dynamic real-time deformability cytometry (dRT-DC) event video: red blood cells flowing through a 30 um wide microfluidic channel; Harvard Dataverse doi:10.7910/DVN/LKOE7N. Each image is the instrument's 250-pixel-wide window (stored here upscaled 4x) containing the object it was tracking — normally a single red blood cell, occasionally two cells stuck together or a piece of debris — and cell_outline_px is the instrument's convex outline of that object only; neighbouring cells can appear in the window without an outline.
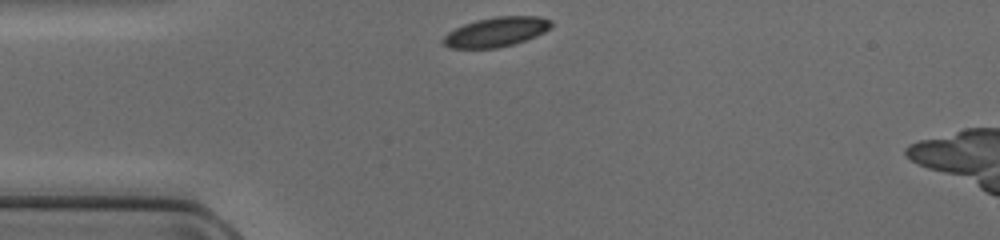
{"species": "common noctule bat (a hibernating species)", "species_latin": "Nyctalus noctula", "temperature_condition": "cold", "stored_images_in_passage": 29, "camera_frame_rate_fps": 3000, "um_per_image_px": 0.085, "animal": {"sex": "female", "body_mass_g": 17.0, "forearm_length_mm": 48.0}, "frame": {"image": 1, "passage_image": 1, "time_ms": 0.0, "image_size_px": [1000, 240], "cell_outline_px": [[552, 24], [544, 32], [536, 36], [512, 44], [496, 48], [452, 48], [444, 44], [444, 36], [448, 32], [464, 24], [476, 20], [500, 16], [540, 16], [552, 20]], "centroid_in_image_um": [42.19, 2.7], "position_along_channel_um": 42.8, "area_um2": 18.32}}
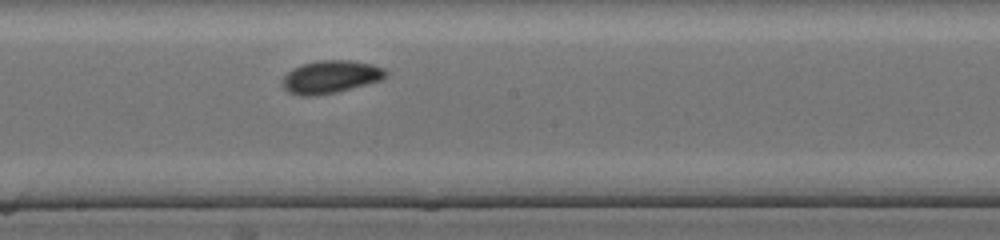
{"frame": {"image": 2, "passage_image": 15, "time_ms": 4.667, "image_size_px": [1000, 240], "cell_outline_px": [[388, 76], [380, 80], [336, 92], [316, 96], [300, 96], [288, 92], [280, 84], [284, 76], [292, 68], [304, 64], [320, 60], [352, 60], [372, 64], [384, 68], [388, 72]], "centroid_in_image_um": [28.09, 6.54], "position_along_channel_um": 220.1, "area_um2": 19.83}}
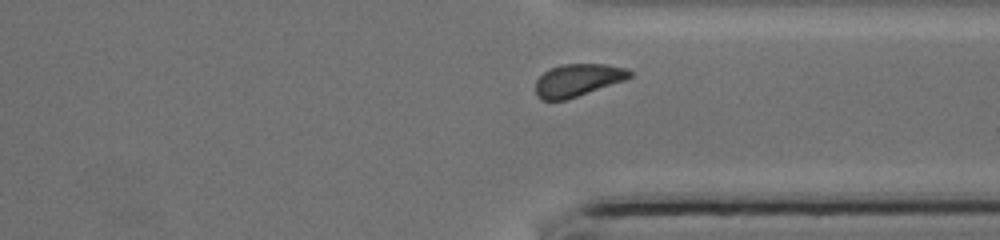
{"frame": {"image": 3, "passage_image": 25, "time_ms": 8.0, "image_size_px": [1000, 240], "cell_outline_px": [[632, 76], [624, 80], [564, 100], [540, 100], [536, 96], [536, 80], [548, 68], [564, 64], [604, 64], [628, 68], [632, 72]], "centroid_in_image_um": [49.08, 6.8], "position_along_channel_um": 362.3, "area_um2": 17.69}}